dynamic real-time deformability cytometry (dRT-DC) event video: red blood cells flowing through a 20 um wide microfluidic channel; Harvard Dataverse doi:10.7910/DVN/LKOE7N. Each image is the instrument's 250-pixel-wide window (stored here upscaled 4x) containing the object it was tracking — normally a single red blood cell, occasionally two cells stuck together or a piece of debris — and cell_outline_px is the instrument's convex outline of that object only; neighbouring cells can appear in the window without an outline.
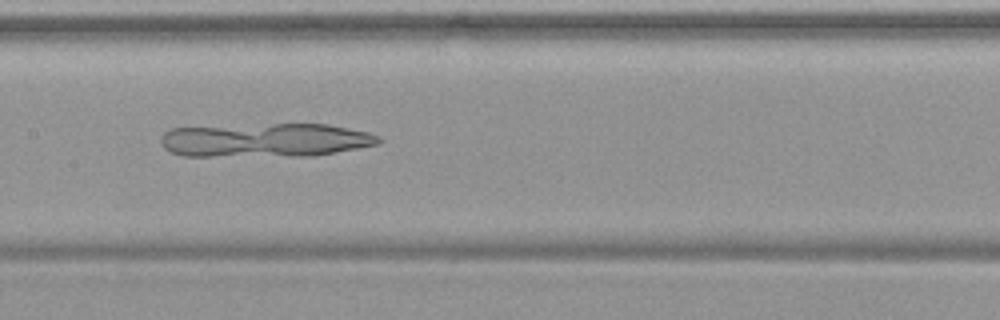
{"species": "common noctule bat (a hibernating species)", "species_latin": "Nyctalus noctula", "temperature_condition": "warm", "stored_images_in_passage": 34, "camera_frame_rate_fps": 3000, "um_per_image_px": 0.085, "animal": {"sex": "female", "body_mass_g": 19.9}, "frame": {"image": 1, "passage_image": 10, "time_ms": 3.0, "image_size_px": [1000, 320], "cell_outline_px": [[384, 140], [380, 144], [312, 156], [184, 156], [172, 152], [164, 148], [160, 144], [160, 136], [164, 132], [172, 128], [272, 124], [328, 124], [368, 132], [380, 136]], "centroid_in_image_um": [22.58, 11.92], "position_along_channel_um": 184.8, "area_um2": 43.12}}
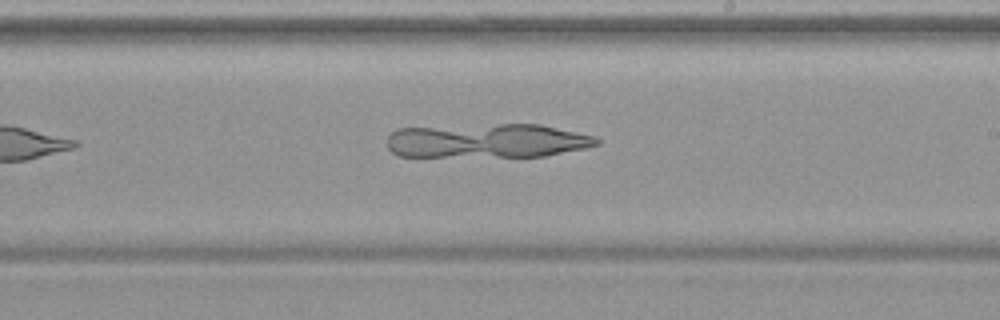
{"frame": {"image": 2, "passage_image": 15, "time_ms": 4.667, "image_size_px": [1000, 320], "cell_outline_px": [[600, 144], [584, 148], [544, 156], [396, 156], [388, 148], [388, 136], [396, 128], [500, 124], [540, 124], [596, 136], [600, 140]], "centroid_in_image_um": [41.42, 11.96], "position_along_channel_um": 247.6, "area_um2": 41.67}}